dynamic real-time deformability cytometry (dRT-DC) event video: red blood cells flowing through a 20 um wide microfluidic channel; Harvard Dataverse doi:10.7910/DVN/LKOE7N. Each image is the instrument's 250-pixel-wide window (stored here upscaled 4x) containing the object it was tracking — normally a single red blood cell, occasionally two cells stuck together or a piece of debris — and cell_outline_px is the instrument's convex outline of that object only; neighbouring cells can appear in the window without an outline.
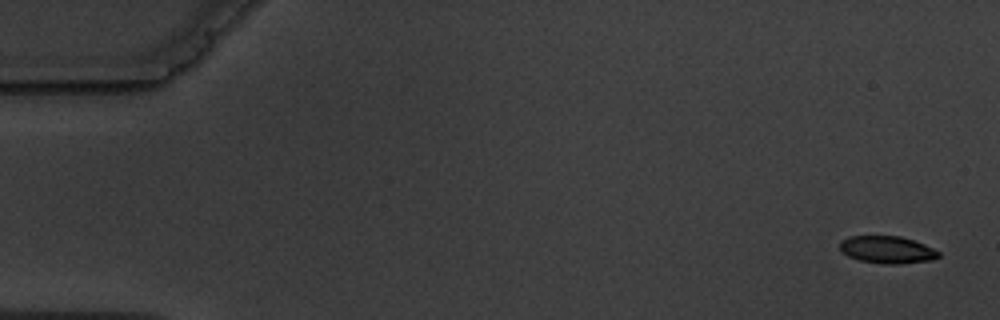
{"species": "common noctule bat (a hibernating species)", "species_latin": "Nyctalus noctula", "temperature_condition": "warm", "stored_images_in_passage": 5, "camera_frame_rate_fps": 3000, "um_per_image_px": 0.085, "animal": {"sex": "male", "body_mass_g": 19.5, "forearm_length_mm": 54.6}, "frame": {"image": 1, "passage_image": 1, "time_ms": 0.0, "image_size_px": [1000, 320], "cell_outline_px": [[940, 256], [932, 260], [896, 264], [884, 264], [860, 260], [848, 256], [840, 248], [840, 240], [848, 236], [900, 236], [924, 244], [940, 252]], "centroid_in_image_um": [75.41, 21.22], "position_along_channel_um": 9.6, "area_um2": 15.61}}
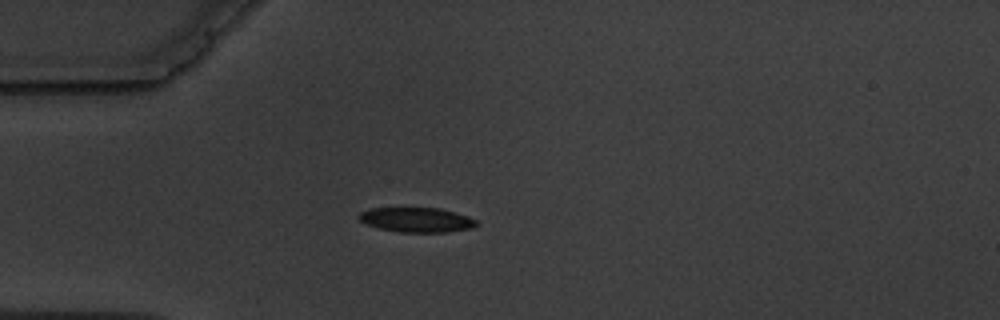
{"frame": {"image": 2, "passage_image": 5, "time_ms": 4.667, "image_size_px": [1000, 320], "cell_outline_px": [[480, 224], [472, 228], [448, 232], [400, 232], [376, 228], [360, 220], [360, 212], [368, 208], [440, 208], [468, 216], [476, 220]], "centroid_in_image_um": [35.44, 18.69], "position_along_channel_um": 49.6, "area_um2": 16.94}}